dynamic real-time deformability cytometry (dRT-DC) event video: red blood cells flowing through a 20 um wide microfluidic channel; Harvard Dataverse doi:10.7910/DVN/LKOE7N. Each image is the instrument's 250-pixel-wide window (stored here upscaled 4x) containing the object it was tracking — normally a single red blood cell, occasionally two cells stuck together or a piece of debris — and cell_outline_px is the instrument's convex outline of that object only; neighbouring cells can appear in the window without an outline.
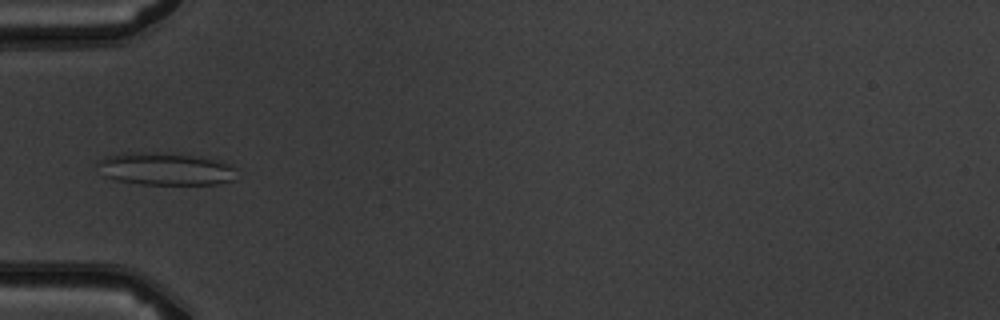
{"species": "common noctule bat (a hibernating species)", "species_latin": "Nyctalus noctula", "temperature_condition": "warm", "stored_images_in_passage": 4, "camera_frame_rate_fps": 3000, "um_per_image_px": 0.085, "animal": {"sex": "male", "body_mass_g": 19.5, "forearm_length_mm": 54.6}, "frame": {"image": 1, "passage_image": 3, "time_ms": 2.333, "image_size_px": [1000, 320], "cell_outline_px": [[236, 168], [232, 180], [216, 184], [140, 184], [116, 180], [104, 176], [96, 164], [100, 160], [108, 156], [128, 152], [204, 156], [220, 160]], "centroid_in_image_um": [14.07, 14.36], "position_along_channel_um": 70.9, "area_um2": 26.07}}
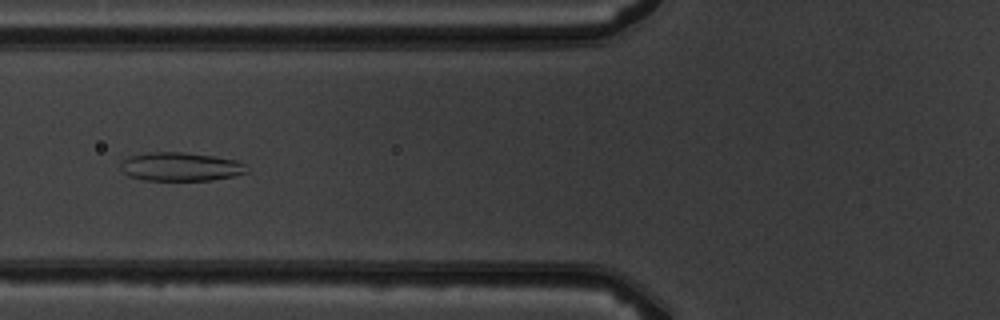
{"frame": {"image": 2, "passage_image": 4, "time_ms": 3.333, "image_size_px": [1000, 320], "cell_outline_px": [[248, 172], [236, 176], [212, 180], [144, 180], [128, 176], [120, 168], [120, 164], [128, 156], [148, 152], [184, 152], [216, 156], [236, 160], [244, 164]], "centroid_in_image_um": [15.35, 14.17], "position_along_channel_um": 110.4, "area_um2": 21.21}}